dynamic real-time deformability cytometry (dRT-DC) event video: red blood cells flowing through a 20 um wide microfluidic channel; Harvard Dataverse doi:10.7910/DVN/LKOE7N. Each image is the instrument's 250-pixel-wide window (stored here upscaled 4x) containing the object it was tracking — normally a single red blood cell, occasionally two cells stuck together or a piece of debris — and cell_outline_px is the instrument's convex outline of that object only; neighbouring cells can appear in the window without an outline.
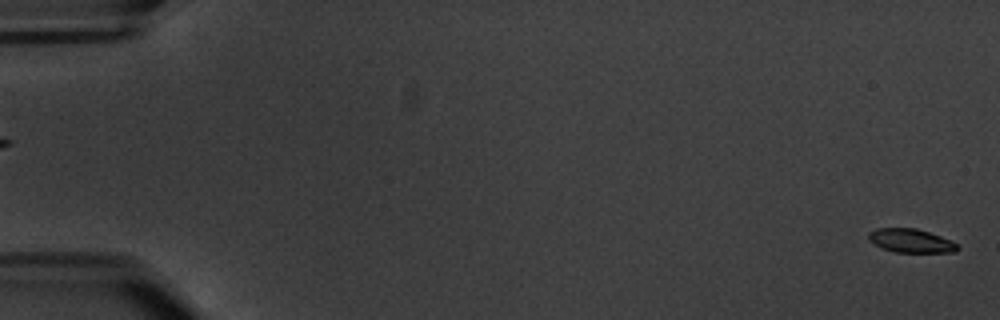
{"species": "common noctule bat (a hibernating species)", "species_latin": "Nyctalus noctula", "temperature_condition": "warm", "stored_images_in_passage": 6, "segment_of_instrument_passage": [2, 2], "camera_frame_rate_fps": 3000, "um_per_image_px": 0.085, "animal": {"sex": "male", "body_mass_g": 20.1, "forearm_length_mm": 53.5}, "frame": {"image": 1, "passage_image": 6, "time_ms": 7.0, "image_size_px": [1000, 320], "cell_outline_px": [[960, 248], [956, 252], [896, 252], [880, 248], [868, 240], [868, 232], [876, 228], [916, 228], [952, 240]], "centroid_in_image_um": [77.4, 20.46], "position_along_channel_um": 7.6, "area_um2": 12.37}}